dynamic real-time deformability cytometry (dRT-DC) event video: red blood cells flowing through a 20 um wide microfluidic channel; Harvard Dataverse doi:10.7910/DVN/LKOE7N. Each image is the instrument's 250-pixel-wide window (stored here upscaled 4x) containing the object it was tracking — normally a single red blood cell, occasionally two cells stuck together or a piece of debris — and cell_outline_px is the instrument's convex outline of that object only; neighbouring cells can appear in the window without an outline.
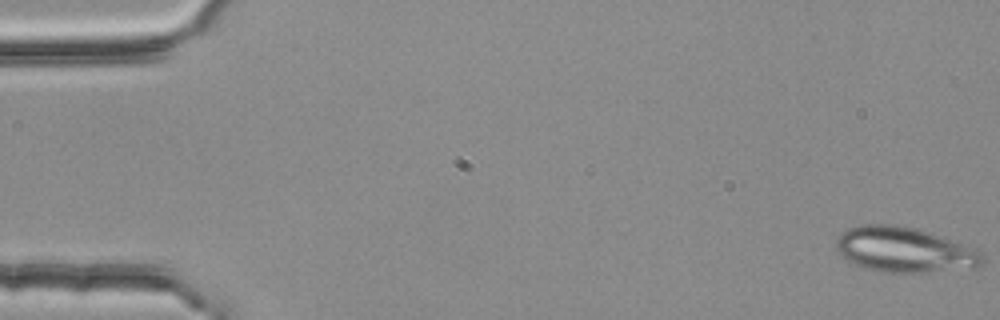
{"species": "common noctule bat (a hibernating species)", "species_latin": "Nyctalus noctula", "temperature_condition": "room temperature", "stored_images_in_passage": 5, "segment_of_instrument_passage": [1, 2], "camera_frame_rate_fps": 3000, "um_per_image_px": 0.085, "animal": {"sex": "female", "body_mass_g": 25.1}, "frame": {"image": 1, "passage_image": 1, "time_ms": 0.0, "image_size_px": [1000, 320], "cell_outline_px": [[984, 260], [980, 264], [972, 268], [924, 272], [880, 272], [856, 264], [848, 260], [836, 252], [836, 240], [848, 228], [864, 224], [896, 224], [916, 228], [960, 244], [980, 252], [984, 256]], "centroid_in_image_um": [76.81, 21.23], "position_along_channel_um": 8.2, "area_um2": 37.8}}